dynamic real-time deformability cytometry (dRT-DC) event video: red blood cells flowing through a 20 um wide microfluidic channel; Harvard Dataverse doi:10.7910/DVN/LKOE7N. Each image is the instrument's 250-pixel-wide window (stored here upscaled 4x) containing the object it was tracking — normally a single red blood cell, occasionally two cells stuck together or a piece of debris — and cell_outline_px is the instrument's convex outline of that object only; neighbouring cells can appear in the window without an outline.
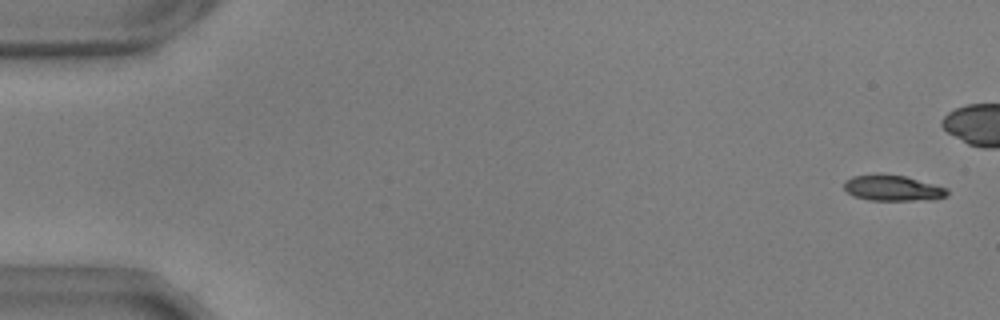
{"species": "common noctule bat (a hibernating species)", "species_latin": "Nyctalus noctula", "temperature_condition": "warm", "stored_images_in_passage": 45, "camera_frame_rate_fps": 3000, "um_per_image_px": 0.085, "animal": {"sex": "male", "body_mass_g": 17.9, "forearm_length_mm": 54.2}, "frame": {"image": 1, "passage_image": 2, "time_ms": 0.333, "image_size_px": [1000, 320], "cell_outline_px": [[948, 196], [912, 200], [868, 200], [852, 196], [844, 188], [844, 180], [852, 176], [880, 172], [904, 176], [948, 188]], "centroid_in_image_um": [75.79, 15.95], "position_along_channel_um": 9.2, "area_um2": 15.55}}
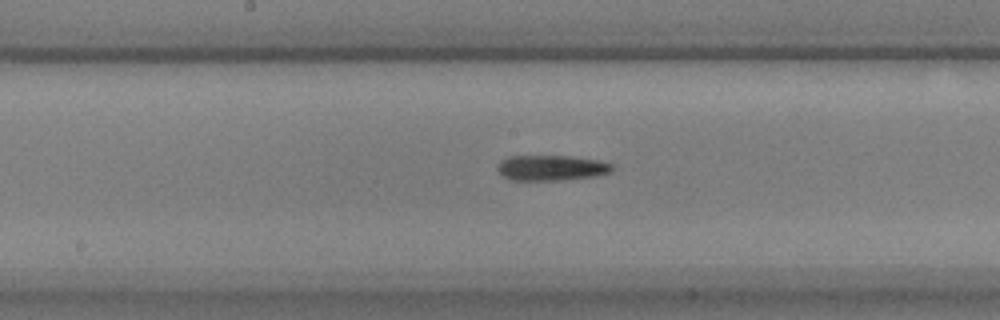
{"frame": {"image": 2, "passage_image": 29, "time_ms": 9.333, "image_size_px": [1000, 320], "cell_outline_px": [[612, 172], [596, 176], [560, 180], [512, 180], [504, 176], [496, 168], [500, 160], [508, 156], [572, 156], [600, 160], [612, 164]], "centroid_in_image_um": [46.87, 14.26], "position_along_channel_um": 201.3, "area_um2": 17.05}}
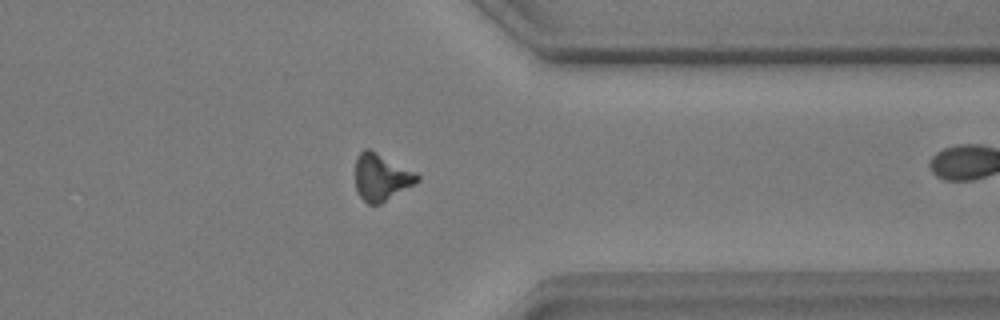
{"frame": {"image": 3, "passage_image": 44, "time_ms": 14.333, "image_size_px": [1000, 320], "cell_outline_px": [[420, 180], [416, 184], [380, 204], [368, 204], [360, 196], [356, 188], [356, 156], [364, 148], [368, 148], [416, 172], [420, 176]], "centroid_in_image_um": [32.43, 15.06], "position_along_channel_um": 379.0, "area_um2": 16.94}}